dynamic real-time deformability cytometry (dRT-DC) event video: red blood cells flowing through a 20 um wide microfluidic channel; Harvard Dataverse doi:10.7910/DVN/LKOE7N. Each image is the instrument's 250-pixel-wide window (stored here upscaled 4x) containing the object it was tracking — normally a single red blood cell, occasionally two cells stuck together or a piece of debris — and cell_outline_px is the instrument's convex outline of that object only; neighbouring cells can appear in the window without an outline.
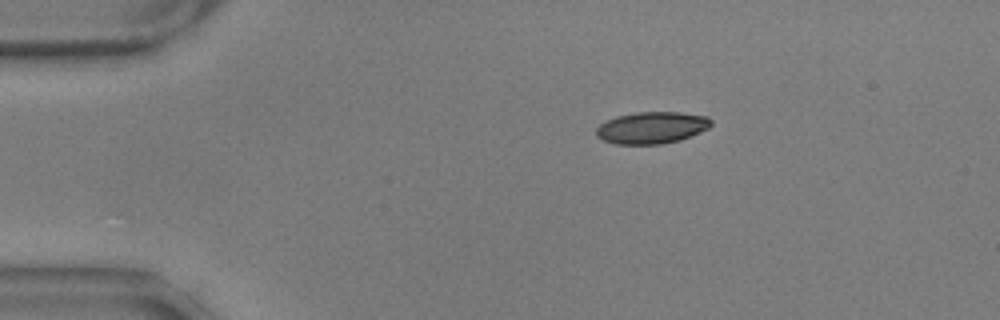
{"species": "common noctule bat (a hibernating species)", "species_latin": "Nyctalus noctula", "temperature_condition": "warm", "stored_images_in_passage": 47, "camera_frame_rate_fps": 3000, "um_per_image_px": 0.085, "animal": {"sex": "male", "body_mass_g": 17.9, "forearm_length_mm": 54.2}, "frame": {"image": 1, "passage_image": 1, "time_ms": 0.0, "image_size_px": [1000, 320], "cell_outline_px": [[712, 124], [708, 128], [700, 132], [680, 140], [660, 144], [616, 144], [604, 140], [596, 136], [596, 128], [600, 124], [616, 116], [636, 112], [680, 112], [708, 116], [712, 120]], "centroid_in_image_um": [55.41, 10.84], "position_along_channel_um": 29.6, "area_um2": 21.33}}
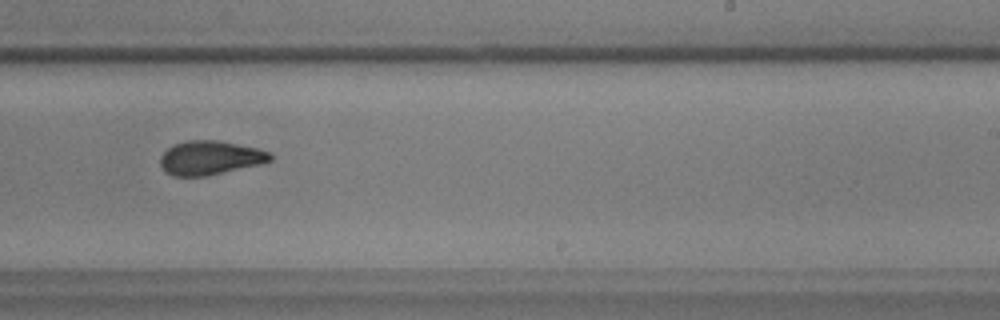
{"frame": {"image": 2, "passage_image": 26, "time_ms": 8.333, "image_size_px": [1000, 320], "cell_outline_px": [[272, 160], [260, 164], [204, 176], [172, 176], [164, 172], [160, 164], [160, 156], [172, 144], [188, 140], [220, 140], [256, 148], [268, 152], [272, 156]], "centroid_in_image_um": [17.8, 13.41], "position_along_channel_um": 271.2, "area_um2": 21.73}}
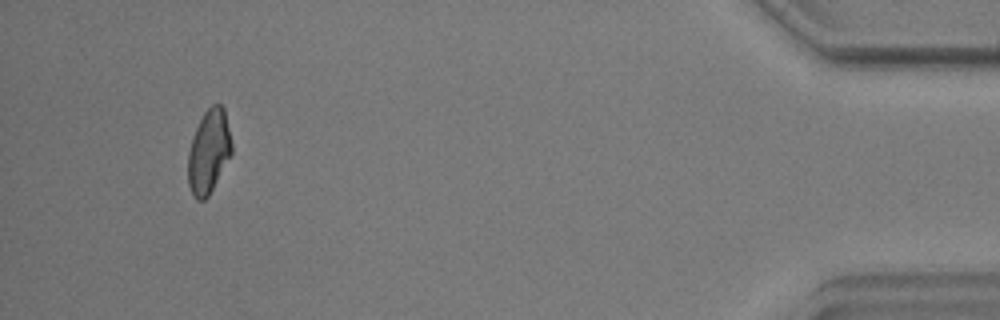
{"frame": {"image": 3, "passage_image": 44, "time_ms": 14.333, "image_size_px": [1000, 320], "cell_outline_px": [[232, 152], [208, 196], [204, 200], [196, 200], [192, 196], [188, 184], [188, 152], [192, 136], [204, 112], [212, 104], [220, 104], [224, 108], [232, 144]], "centroid_in_image_um": [17.72, 12.89], "position_along_channel_um": 417.5, "area_um2": 21.15}, "authors_computed_cell_mechanics": {"area_um2": 22.0796, "velocity_mm_per_s": 3.5657, "shape_relaxation_time_tau1_ms": 6.0075, "shape_relaxation_time_tau2_ms": 1.9426, "deformation_change_tau1": 0.1683, "deformation_change_tau2": 0.0776}}